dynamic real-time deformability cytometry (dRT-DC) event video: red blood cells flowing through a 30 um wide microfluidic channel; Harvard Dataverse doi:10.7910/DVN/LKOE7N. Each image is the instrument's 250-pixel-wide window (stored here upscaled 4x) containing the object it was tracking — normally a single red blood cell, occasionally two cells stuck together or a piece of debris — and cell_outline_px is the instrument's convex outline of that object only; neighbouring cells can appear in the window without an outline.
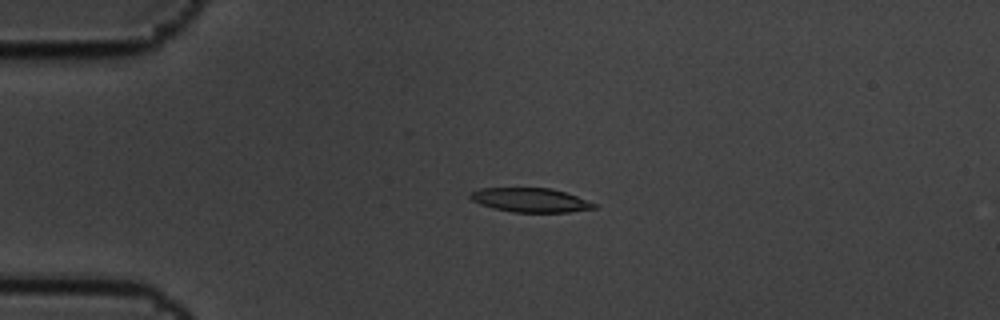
{"species": "common noctule bat (a hibernating species)", "species_latin": "Nyctalus noctula", "temperature_condition": "cold", "stored_images_in_passage": 14, "camera_frame_rate_fps": 3000, "um_per_image_px": 0.085, "animal": {"sex": "male", "body_mass_g": 19.5, "forearm_length_mm": 54.6}, "frame": {"image": 1, "passage_image": 3, "time_ms": 0.667, "image_size_px": [1000, 320], "cell_outline_px": [[596, 208], [568, 212], [512, 212], [492, 208], [480, 204], [472, 200], [468, 196], [472, 192], [480, 188], [552, 188], [576, 196], [596, 204]], "centroid_in_image_um": [45.05, 17.01], "position_along_channel_um": 39.9, "area_um2": 17.28}}
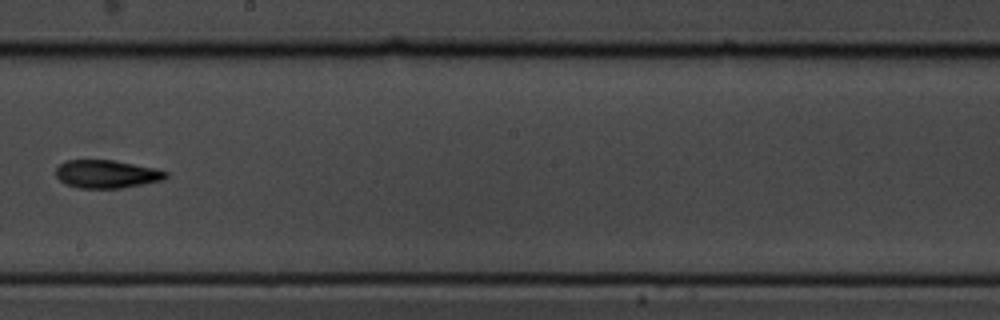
{"frame": {"image": 2, "passage_image": 8, "time_ms": 2.333, "image_size_px": [1000, 320], "cell_outline_px": [[168, 176], [164, 180], [120, 188], [80, 188], [64, 184], [56, 176], [56, 168], [64, 160], [112, 160], [156, 168], [168, 172]], "centroid_in_image_um": [9.06, 14.79], "position_along_channel_um": 239.1, "area_um2": 18.03}}
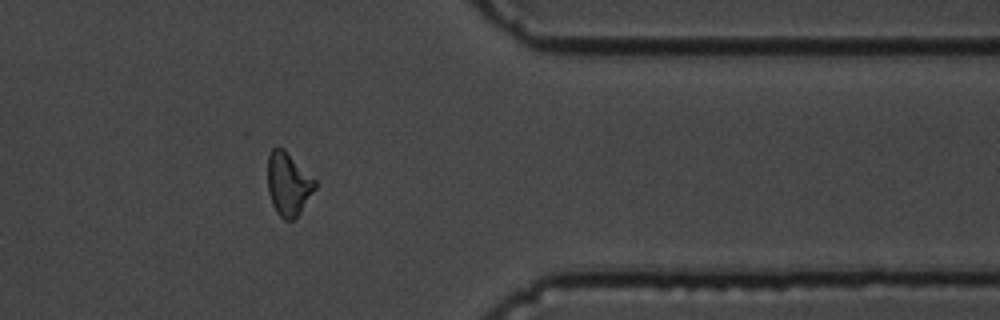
{"frame": {"image": 3, "passage_image": 12, "time_ms": 3.667, "image_size_px": [1000, 320], "cell_outline_px": [[316, 188], [300, 212], [292, 220], [284, 220], [276, 212], [272, 204], [268, 192], [268, 156], [272, 148], [276, 144], [284, 148], [316, 180]], "centroid_in_image_um": [24.49, 15.6], "position_along_channel_um": 386.9, "area_um2": 17.57}}